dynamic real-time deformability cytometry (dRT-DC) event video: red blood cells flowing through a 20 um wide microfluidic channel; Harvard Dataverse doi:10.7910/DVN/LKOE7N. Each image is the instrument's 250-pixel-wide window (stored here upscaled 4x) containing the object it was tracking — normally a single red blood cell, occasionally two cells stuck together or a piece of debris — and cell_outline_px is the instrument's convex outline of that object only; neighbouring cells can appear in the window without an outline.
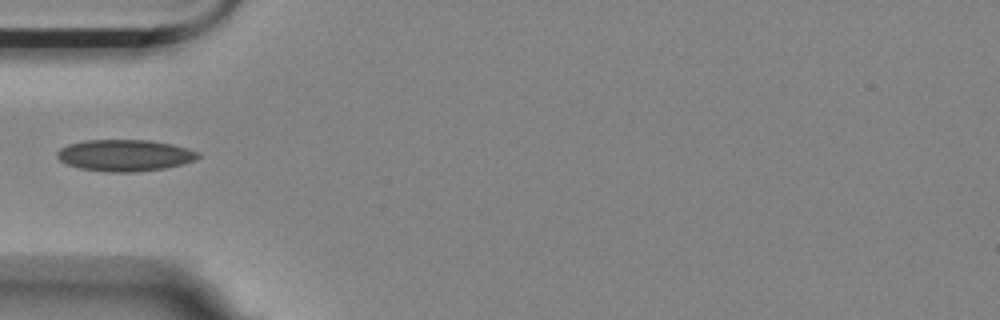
{"species": "Egyptian fruit bat (a non-hibernating species)", "species_latin": "Rousettus aegyptiacus", "temperature_condition": "room temperature", "stored_images_in_passage": 10, "camera_frame_rate_fps": 3000, "um_per_image_px": 0.085, "animal": {"sex": "female"}, "frame": {"image": 1, "passage_image": 1, "time_ms": 0.0, "image_size_px": [1000, 320], "cell_outline_px": [[200, 156], [196, 160], [184, 164], [164, 168], [136, 172], [104, 172], [80, 168], [68, 164], [60, 160], [56, 156], [56, 152], [60, 148], [68, 144], [84, 140], [148, 140], [172, 144], [188, 148], [200, 152]], "centroid_in_image_um": [10.63, 13.2], "position_along_channel_um": 74.4, "area_um2": 26.13}}
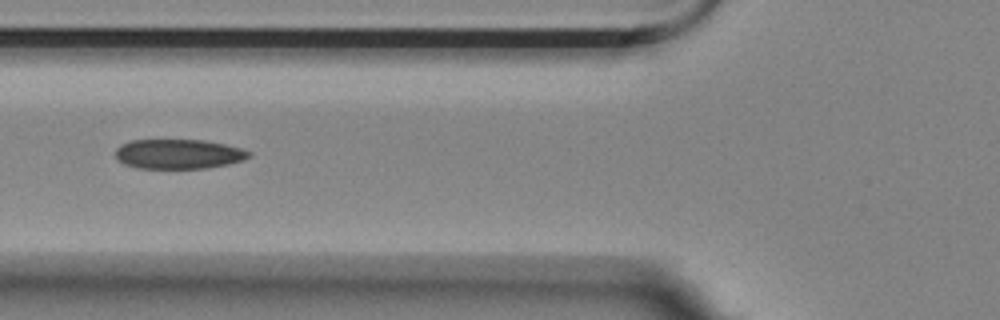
{"frame": {"image": 2, "passage_image": 4, "time_ms": 1.0, "image_size_px": [1000, 320], "cell_outline_px": [[252, 156], [244, 160], [228, 164], [204, 168], [136, 168], [124, 164], [116, 156], [116, 148], [120, 144], [132, 140], [204, 140], [224, 144], [240, 148], [252, 152]], "centroid_in_image_um": [15.19, 13.09], "position_along_channel_um": 110.6, "area_um2": 23.06}}
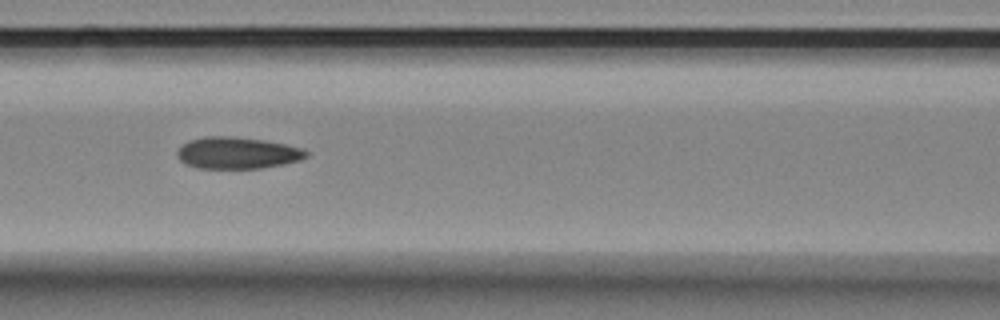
{"frame": {"image": 3, "passage_image": 7, "time_ms": 2.0, "image_size_px": [1000, 320], "cell_outline_px": [[308, 156], [300, 160], [284, 164], [260, 168], [196, 168], [184, 164], [180, 160], [176, 152], [188, 140], [204, 136], [236, 136], [264, 140], [304, 148], [308, 152]], "centroid_in_image_um": [20.17, 12.99], "position_along_channel_um": 146.4, "area_um2": 23.99}}